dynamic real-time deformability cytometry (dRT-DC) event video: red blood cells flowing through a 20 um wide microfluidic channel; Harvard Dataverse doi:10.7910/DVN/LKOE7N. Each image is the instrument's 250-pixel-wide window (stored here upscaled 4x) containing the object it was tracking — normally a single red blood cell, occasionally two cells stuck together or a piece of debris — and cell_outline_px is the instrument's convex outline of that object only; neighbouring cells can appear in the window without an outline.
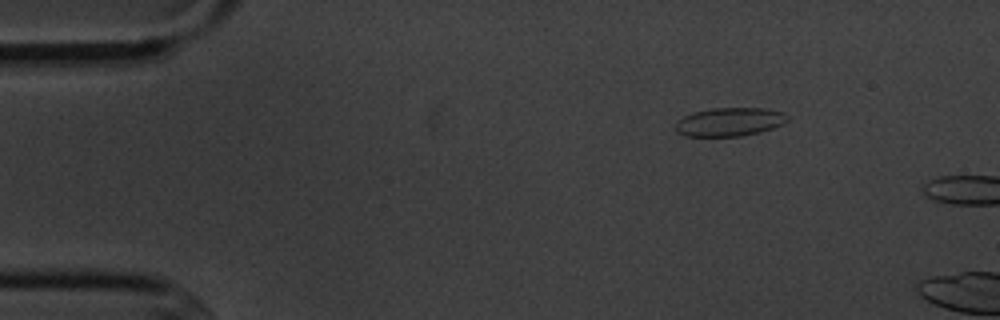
{"species": "common noctule bat (a hibernating species)", "species_latin": "Nyctalus noctula", "temperature_condition": "cold", "stored_images_in_passage": 3, "camera_frame_rate_fps": 3000, "um_per_image_px": 0.085, "animal": {"sex": "male", "body_mass_g": 20.1, "forearm_length_mm": 53.5}, "frame": {"image": 1, "passage_image": 2, "time_ms": 1.0, "image_size_px": [1000, 320], "cell_outline_px": [[788, 120], [784, 124], [760, 132], [740, 136], [684, 136], [676, 132], [676, 120], [692, 112], [712, 108], [764, 108], [784, 112], [788, 116]], "centroid_in_image_um": [62.01, 10.36], "position_along_channel_um": 23.0, "area_um2": 18.79}}